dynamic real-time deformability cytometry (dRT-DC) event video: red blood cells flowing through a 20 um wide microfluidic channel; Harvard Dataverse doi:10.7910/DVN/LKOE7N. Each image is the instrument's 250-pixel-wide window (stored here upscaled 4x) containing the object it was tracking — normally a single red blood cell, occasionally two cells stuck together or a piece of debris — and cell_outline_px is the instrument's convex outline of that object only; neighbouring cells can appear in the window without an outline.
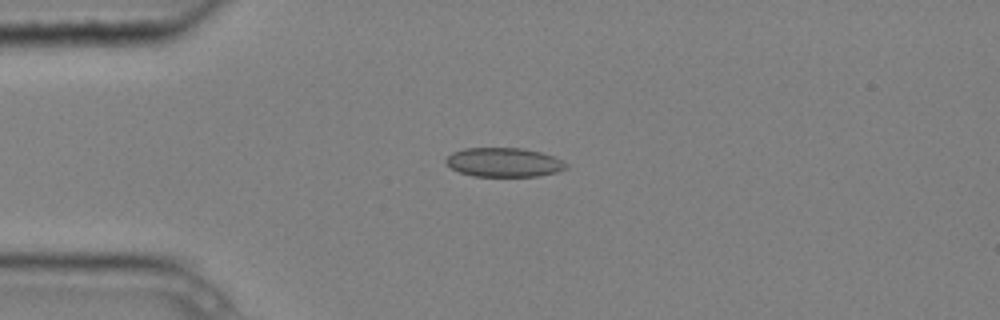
{"species": "common noctule bat (a hibernating species)", "species_latin": "Nyctalus noctula", "temperature_condition": "cold", "stored_images_in_passage": 9, "camera_frame_rate_fps": 3000, "um_per_image_px": 0.085, "animal": {"sex": "male", "body_mass_g": 20.4}, "frame": {"image": 1, "passage_image": 2, "time_ms": 0.333, "image_size_px": [1000, 320], "cell_outline_px": [[568, 168], [556, 172], [536, 176], [472, 176], [460, 172], [452, 168], [444, 160], [452, 152], [464, 148], [524, 148], [540, 152], [552, 156], [568, 164]], "centroid_in_image_um": [42.82, 13.79], "position_along_channel_um": 42.2, "area_um2": 20.29}}
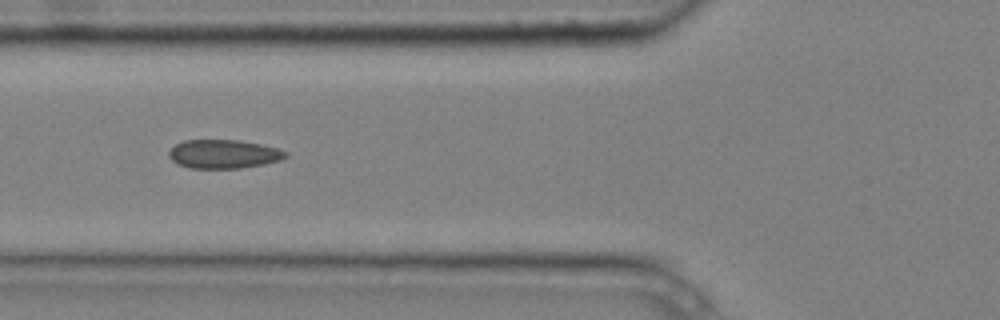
{"frame": {"image": 2, "passage_image": 4, "time_ms": 1.0, "image_size_px": [1000, 320], "cell_outline_px": [[288, 156], [280, 160], [264, 164], [240, 168], [188, 168], [176, 164], [168, 156], [168, 152], [176, 144], [184, 140], [240, 140], [260, 144], [276, 148], [288, 152]], "centroid_in_image_um": [18.99, 13.09], "position_along_channel_um": 106.8, "area_um2": 19.59}}
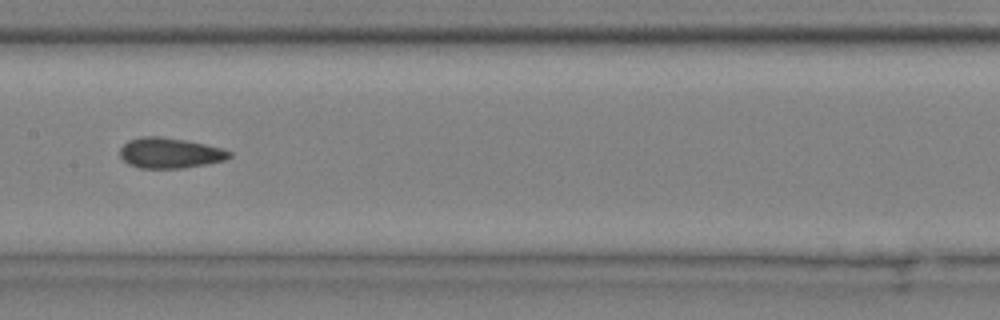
{"frame": {"image": 3, "passage_image": 6, "time_ms": 1.667, "image_size_px": [1000, 320], "cell_outline_px": [[232, 156], [224, 160], [208, 164], [184, 168], [140, 168], [128, 164], [120, 156], [120, 148], [128, 140], [144, 136], [160, 136], [184, 140], [224, 148], [232, 152]], "centroid_in_image_um": [14.46, 13.01], "position_along_channel_um": 192.9, "area_um2": 19.48}}